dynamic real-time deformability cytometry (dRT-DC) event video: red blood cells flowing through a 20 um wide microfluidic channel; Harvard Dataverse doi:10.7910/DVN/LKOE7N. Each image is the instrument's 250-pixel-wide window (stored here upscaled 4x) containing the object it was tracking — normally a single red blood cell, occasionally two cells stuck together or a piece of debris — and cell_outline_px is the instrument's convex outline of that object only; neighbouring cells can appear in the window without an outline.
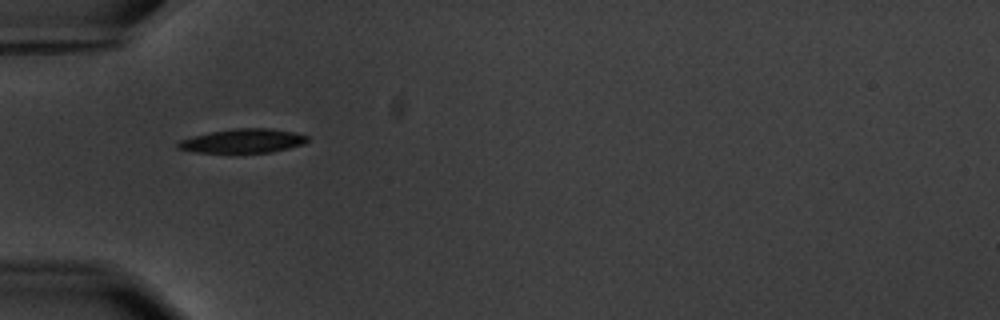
{"species": "common noctule bat (a hibernating species)", "species_latin": "Nyctalus noctula", "temperature_condition": "warm", "stored_images_in_passage": 11, "camera_frame_rate_fps": 3000, "um_per_image_px": 0.085, "animal": {"sex": "male", "body_mass_g": 20.1, "forearm_length_mm": 53.5}, "frame": {"image": 1, "passage_image": 1, "time_ms": 0.0, "image_size_px": [1000, 320], "cell_outline_px": [[308, 140], [304, 144], [272, 152], [236, 156], [196, 152], [176, 148], [176, 144], [180, 140], [192, 136], [232, 128], [272, 128], [292, 132], [308, 136]], "centroid_in_image_um": [20.6, 12.03], "position_along_channel_um": 64.4, "area_um2": 19.07}}
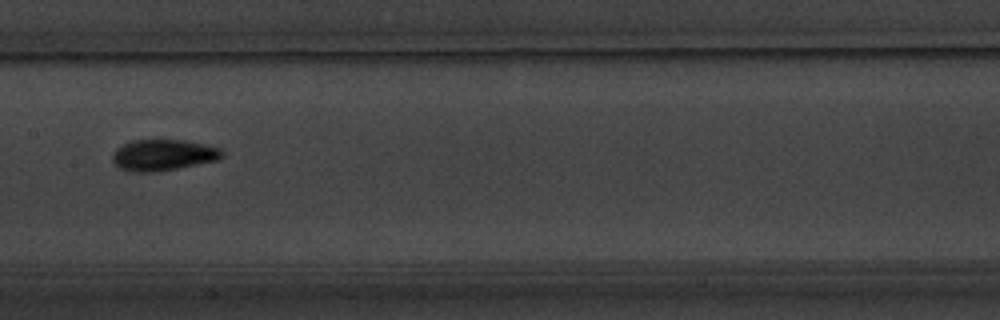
{"frame": {"image": 2, "passage_image": 4, "time_ms": 3.667, "image_size_px": [1000, 320], "cell_outline_px": [[224, 156], [220, 160], [176, 168], [152, 172], [132, 172], [120, 168], [112, 160], [112, 152], [116, 148], [132, 140], [184, 140], [204, 144], [220, 148], [224, 152]], "centroid_in_image_um": [13.88, 13.17], "position_along_channel_um": 193.5, "area_um2": 19.94}}
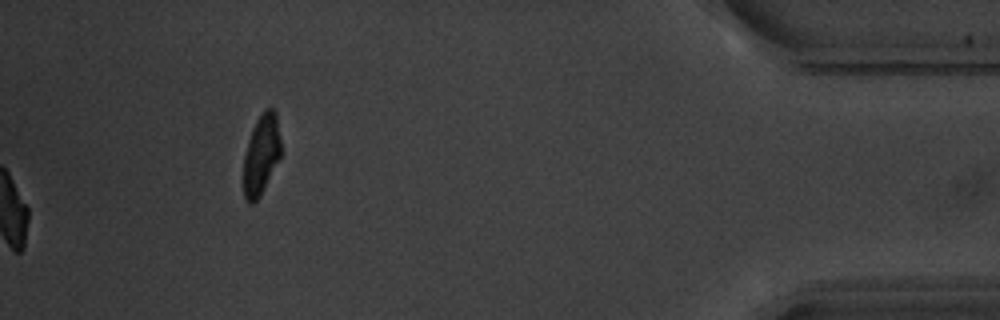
{"frame": {"image": 3, "passage_image": 10, "time_ms": 11.333, "image_size_px": [1000, 320], "cell_outline_px": [[280, 156], [260, 196], [252, 204], [248, 204], [244, 200], [244, 156], [248, 140], [252, 128], [256, 120], [264, 108], [272, 108], [276, 112], [280, 140]], "centroid_in_image_um": [22.19, 13.13], "position_along_channel_um": 413.0, "area_um2": 17.34}, "authors_computed_cell_mechanics": {"area_um2": 18.3804, "velocity_mm_per_s": 3.5675, "shape_relaxation_time_tau1_ms": 2.3453, "shape_relaxation_time_tau2_ms": 1.9079, "deformation_change_tau1": 0.0968, "deformation_change_tau2": 0.0693}}